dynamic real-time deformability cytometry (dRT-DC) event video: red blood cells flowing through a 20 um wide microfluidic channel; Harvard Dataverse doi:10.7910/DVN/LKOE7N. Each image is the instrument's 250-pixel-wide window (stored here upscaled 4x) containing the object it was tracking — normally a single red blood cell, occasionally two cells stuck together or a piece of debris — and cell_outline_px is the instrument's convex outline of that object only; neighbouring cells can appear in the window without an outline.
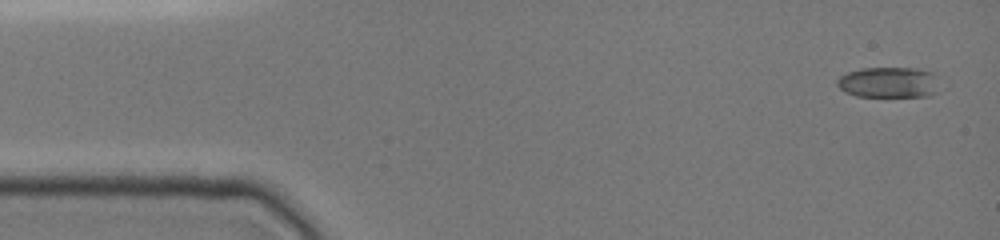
{"species": "common noctule bat (a hibernating species)", "species_latin": "Nyctalus noctula", "temperature_condition": "cold", "stored_images_in_passage": 8, "camera_frame_rate_fps": 3000, "um_per_image_px": 0.085, "animal": {"sex": "female", "body_mass_g": 19.0, "forearm_length_mm": 51.5}, "frame": {"image": 1, "passage_image": 1, "time_ms": 0.0, "image_size_px": [1000, 240], "cell_outline_px": [[936, 92], [928, 96], [856, 96], [844, 92], [836, 84], [836, 80], [840, 76], [848, 72], [860, 68], [916, 68], [932, 72], [936, 76]], "centroid_in_image_um": [75.49, 6.99], "position_along_channel_um": 9.5, "area_um2": 18.26}}
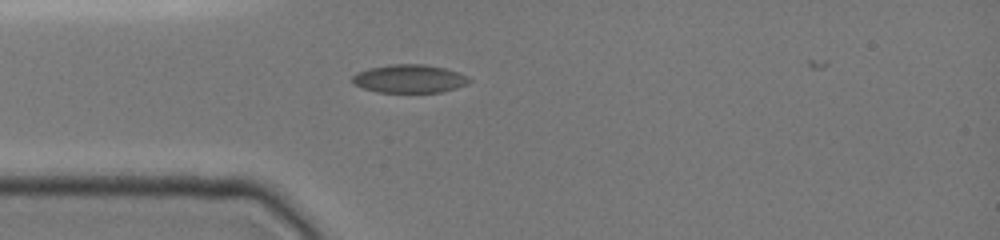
{"frame": {"image": 2, "passage_image": 7, "time_ms": 3.667, "image_size_px": [1000, 240], "cell_outline_px": [[472, 80], [456, 88], [440, 92], [376, 92], [352, 84], [352, 76], [356, 72], [368, 68], [392, 64], [424, 64], [444, 68], [468, 76]], "centroid_in_image_um": [34.75, 6.69], "position_along_channel_um": 50.3, "area_um2": 19.19}}